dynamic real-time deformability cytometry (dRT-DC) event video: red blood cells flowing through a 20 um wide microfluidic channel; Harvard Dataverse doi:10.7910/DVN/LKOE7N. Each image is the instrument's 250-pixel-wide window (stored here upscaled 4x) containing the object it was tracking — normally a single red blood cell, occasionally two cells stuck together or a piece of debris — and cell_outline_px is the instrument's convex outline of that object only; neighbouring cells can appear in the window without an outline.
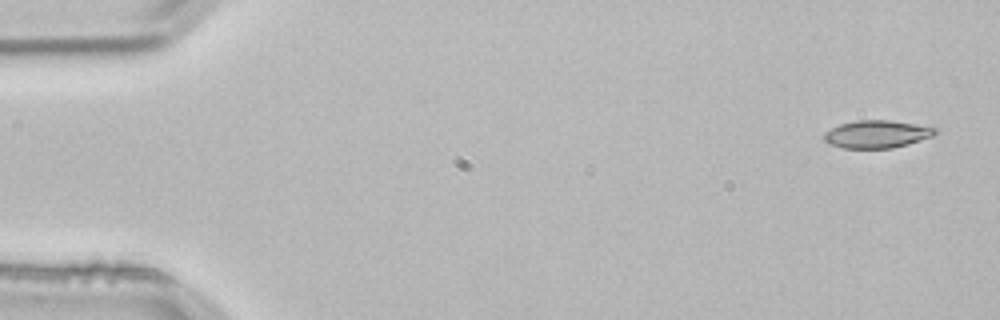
{"species": "common noctule bat (a hibernating species)", "species_latin": "Nyctalus noctula", "temperature_condition": "room temperature", "stored_images_in_passage": 4, "camera_frame_rate_fps": 3000, "um_per_image_px": 0.085, "animal": {"sex": "male", "body_mass_g": 21.5, "forearm_length_mm": 52.0}, "frame": {"image": 1, "passage_image": 1, "time_ms": 0.0, "image_size_px": [1000, 320], "cell_outline_px": [[940, 132], [932, 136], [908, 144], [892, 148], [840, 148], [828, 144], [824, 140], [824, 132], [840, 124], [856, 120], [888, 120], [940, 128]], "centroid_in_image_um": [74.54, 11.4], "position_along_channel_um": 10.5, "area_um2": 18.03}}
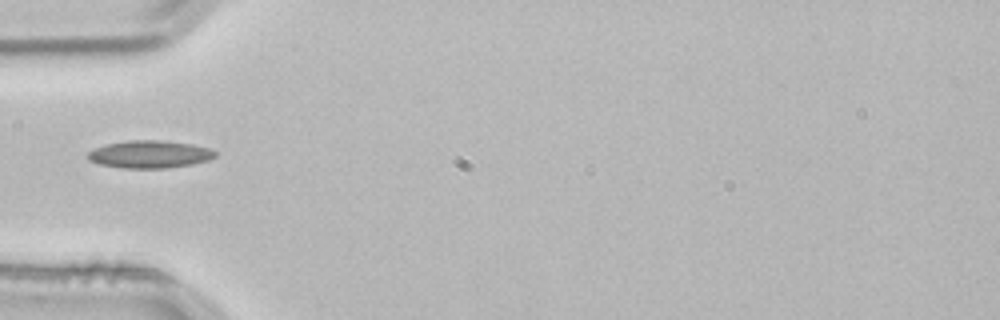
{"frame": {"image": 2, "passage_image": 4, "time_ms": 1.0, "image_size_px": [1000, 320], "cell_outline_px": [[216, 156], [208, 160], [192, 164], [164, 168], [120, 168], [100, 164], [88, 160], [84, 156], [92, 148], [108, 144], [128, 140], [160, 140], [192, 144], [212, 148], [216, 152]], "centroid_in_image_um": [12.69, 13.11], "position_along_channel_um": 72.3, "area_um2": 20.63}}